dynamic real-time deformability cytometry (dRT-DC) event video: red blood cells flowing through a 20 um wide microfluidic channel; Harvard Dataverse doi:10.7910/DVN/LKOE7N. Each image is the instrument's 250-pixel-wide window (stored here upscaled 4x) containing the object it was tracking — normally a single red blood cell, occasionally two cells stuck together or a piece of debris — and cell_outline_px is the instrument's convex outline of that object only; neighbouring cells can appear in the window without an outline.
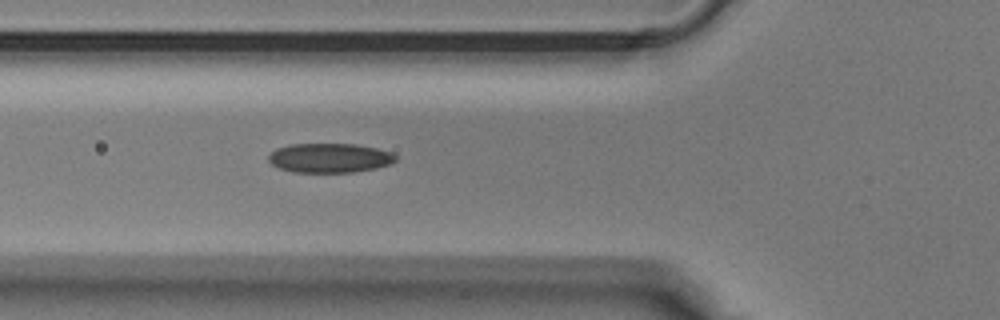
{"species": "Egyptian fruit bat (a non-hibernating species)", "species_latin": "Rousettus aegyptiacus", "temperature_condition": "warm", "stored_images_in_passage": 12, "camera_frame_rate_fps": 3000, "um_per_image_px": 0.085, "animal": {"sex": "male"}, "frame": {"image": 1, "passage_image": 7, "time_ms": 2.0, "image_size_px": [1000, 320], "cell_outline_px": [[388, 160], [380, 164], [360, 168], [296, 168], [292, 148], [360, 148], [380, 152], [388, 156]], "centroid_in_image_um": [28.65, 13.42], "position_along_channel_um": 97.2, "area_um2": 12.31}}
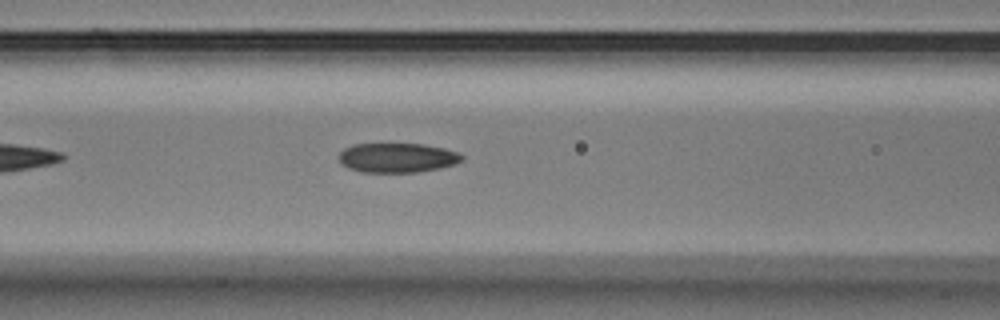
{"frame": {"image": 2, "passage_image": 9, "time_ms": 2.667, "image_size_px": [1000, 320], "cell_outline_px": [[456, 160], [444, 164], [424, 168], [364, 168], [352, 164], [344, 160], [344, 156], [348, 152], [356, 148], [380, 144], [400, 144], [428, 148], [444, 152], [456, 156]], "centroid_in_image_um": [33.76, 13.33], "position_along_channel_um": 132.8, "area_um2": 15.14}}